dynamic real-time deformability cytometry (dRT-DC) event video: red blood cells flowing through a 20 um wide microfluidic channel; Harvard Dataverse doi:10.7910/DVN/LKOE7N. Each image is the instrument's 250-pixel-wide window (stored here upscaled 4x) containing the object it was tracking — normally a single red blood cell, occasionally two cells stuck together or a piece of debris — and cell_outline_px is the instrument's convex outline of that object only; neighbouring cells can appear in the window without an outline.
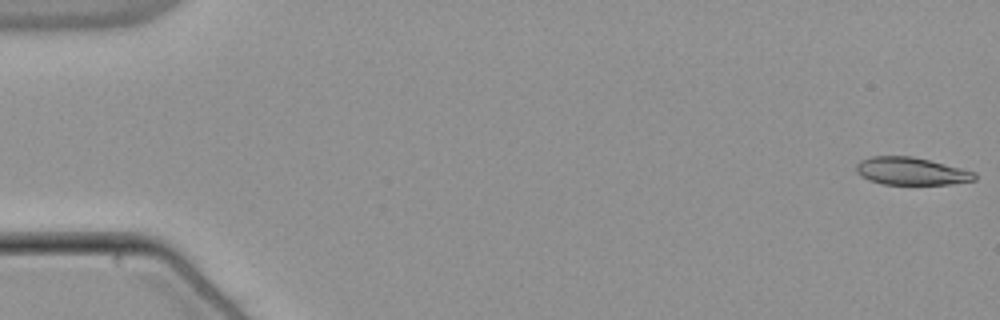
{"species": "common noctule bat (a hibernating species)", "species_latin": "Nyctalus noctula", "temperature_condition": "warm", "stored_images_in_passage": 49, "camera_frame_rate_fps": 3000, "um_per_image_px": 0.085, "animal": {"sex": "male", "body_mass_g": 21.5, "forearm_length_mm": 52.0}, "frame": {"image": 1, "passage_image": 1, "time_ms": 0.0, "image_size_px": [1000, 320], "cell_outline_px": [[976, 180], [952, 184], [880, 184], [868, 180], [860, 176], [856, 172], [856, 164], [860, 160], [872, 156], [912, 156], [976, 172]], "centroid_in_image_um": [77.42, 14.55], "position_along_channel_um": 7.6, "area_um2": 19.07}}
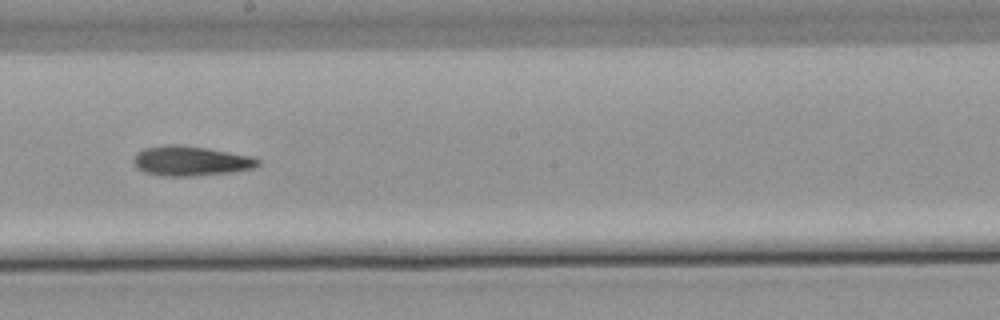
{"frame": {"image": 2, "passage_image": 31, "time_ms": 10.0, "image_size_px": [1000, 320], "cell_outline_px": [[260, 164], [252, 168], [232, 172], [196, 176], [168, 176], [144, 172], [136, 168], [132, 160], [144, 148], [168, 144], [172, 144], [204, 148], [252, 156], [260, 160]], "centroid_in_image_um": [16.21, 13.69], "position_along_channel_um": 232.0, "area_um2": 21.33}}
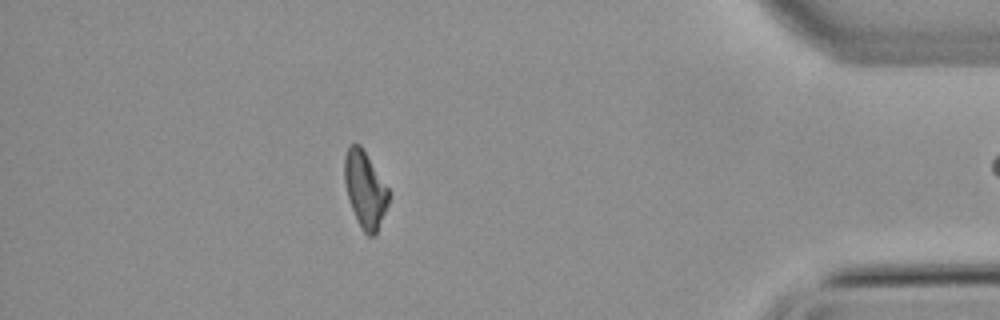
{"frame": {"image": 3, "passage_image": 48, "time_ms": 15.667, "image_size_px": [1000, 320], "cell_outline_px": [[388, 204], [376, 232], [372, 236], [368, 236], [364, 232], [352, 208], [348, 196], [344, 180], [344, 156], [348, 148], [352, 144], [360, 144], [388, 188]], "centroid_in_image_um": [31.01, 16.07], "position_along_channel_um": 404.2, "area_um2": 19.07}}